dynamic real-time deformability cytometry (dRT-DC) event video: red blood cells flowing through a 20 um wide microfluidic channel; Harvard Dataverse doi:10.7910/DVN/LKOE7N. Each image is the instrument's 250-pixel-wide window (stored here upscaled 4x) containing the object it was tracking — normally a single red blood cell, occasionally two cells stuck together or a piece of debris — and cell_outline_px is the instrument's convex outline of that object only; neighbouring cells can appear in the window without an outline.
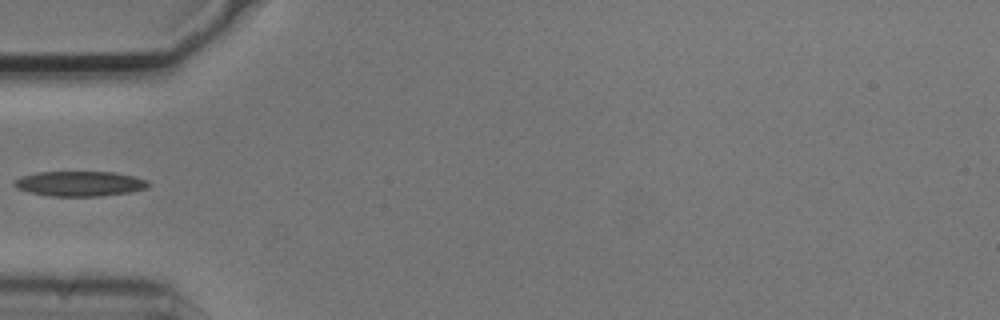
{"species": "common noctule bat (a hibernating species)", "species_latin": "Nyctalus noctula", "temperature_condition": "cold", "stored_images_in_passage": 5, "camera_frame_rate_fps": 3000, "um_per_image_px": 0.085, "animal": {"sex": "male", "body_mass_g": 20.5, "forearm_length_mm": 52.5}, "frame": {"image": 1, "passage_image": 5, "time_ms": 1.333, "image_size_px": [1000, 320], "cell_outline_px": [[152, 184], [148, 188], [128, 192], [100, 196], [48, 196], [28, 192], [16, 188], [12, 184], [20, 176], [40, 172], [112, 172], [132, 176], [148, 180]], "centroid_in_image_um": [6.77, 15.61], "position_along_channel_um": 78.2, "area_um2": 19.59}}